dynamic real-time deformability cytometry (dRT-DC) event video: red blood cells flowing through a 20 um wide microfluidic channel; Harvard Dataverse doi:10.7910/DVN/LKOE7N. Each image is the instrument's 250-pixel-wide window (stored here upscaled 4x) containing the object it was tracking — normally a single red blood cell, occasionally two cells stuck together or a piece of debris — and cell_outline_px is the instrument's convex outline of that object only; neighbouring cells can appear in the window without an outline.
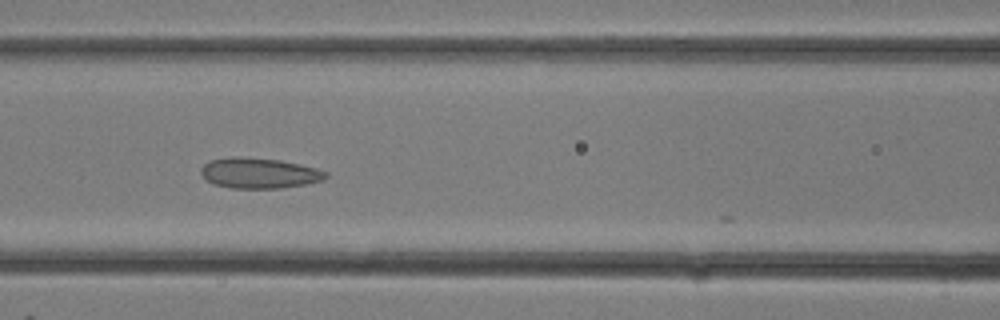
{"species": "common noctule bat (a hibernating species)", "species_latin": "Nyctalus noctula", "temperature_condition": "room temperature", "stored_images_in_passage": 9, "camera_frame_rate_fps": 3000, "um_per_image_px": 0.085, "animal": {"sex": "female"}, "frame": {"image": 1, "passage_image": 6, "time_ms": 1.667, "image_size_px": [1000, 320], "cell_outline_px": [[328, 176], [324, 180], [304, 184], [280, 188], [232, 188], [216, 184], [208, 180], [200, 172], [200, 168], [204, 164], [212, 160], [232, 156], [240, 156], [280, 160], [300, 164], [316, 168], [328, 172]], "centroid_in_image_um": [22.05, 14.7], "position_along_channel_um": 144.5, "area_um2": 22.08}}
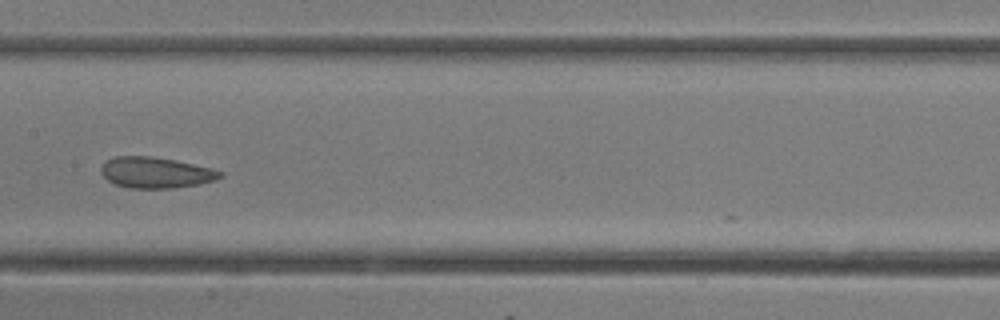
{"frame": {"image": 2, "passage_image": 8, "time_ms": 2.333, "image_size_px": [1000, 320], "cell_outline_px": [[224, 176], [216, 180], [200, 184], [172, 188], [128, 188], [112, 184], [100, 172], [100, 168], [108, 160], [116, 156], [152, 156], [176, 160], [212, 168], [224, 172]], "centroid_in_image_um": [13.27, 14.67], "position_along_channel_um": 194.1, "area_um2": 21.68}}